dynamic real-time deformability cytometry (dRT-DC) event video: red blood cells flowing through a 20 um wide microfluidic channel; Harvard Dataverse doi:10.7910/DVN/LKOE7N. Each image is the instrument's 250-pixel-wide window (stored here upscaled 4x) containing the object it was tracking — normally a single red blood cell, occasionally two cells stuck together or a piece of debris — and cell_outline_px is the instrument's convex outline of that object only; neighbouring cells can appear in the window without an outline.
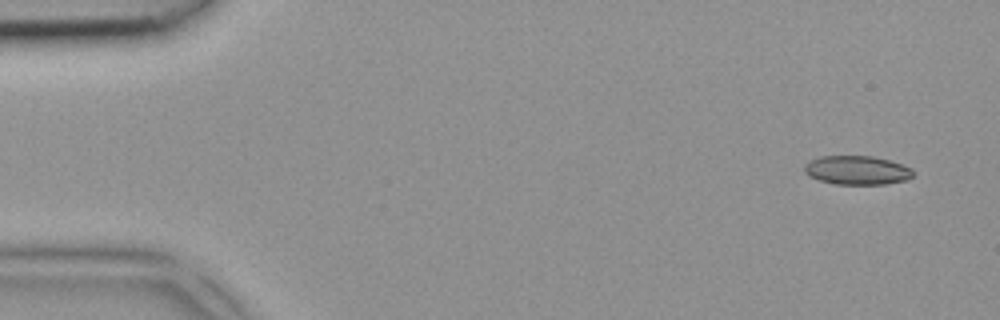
{"species": "common noctule bat (a hibernating species)", "species_latin": "Nyctalus noctula", "temperature_condition": "room temperature", "stored_images_in_passage": 4, "camera_frame_rate_fps": 3000, "um_per_image_px": 0.085, "animal": {"sex": "female", "body_mass_g": 18.4}, "frame": {"image": 1, "passage_image": 1, "time_ms": 0.0, "image_size_px": [1000, 320], "cell_outline_px": [[912, 176], [908, 180], [884, 184], [836, 184], [820, 180], [808, 176], [804, 172], [804, 164], [808, 160], [820, 156], [872, 156], [888, 160], [912, 168]], "centroid_in_image_um": [72.8, 14.46], "position_along_channel_um": 12.2, "area_um2": 18.32}}
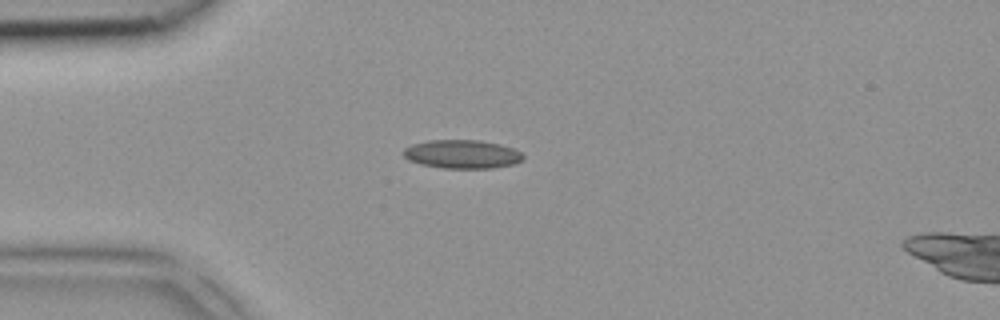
{"frame": {"image": 2, "passage_image": 3, "time_ms": 0.667, "image_size_px": [1000, 320], "cell_outline_px": [[524, 160], [516, 164], [492, 168], [440, 168], [420, 164], [408, 160], [400, 152], [404, 148], [412, 144], [428, 140], [480, 140], [500, 144], [512, 148], [520, 152], [524, 156]], "centroid_in_image_um": [39.26, 13.11], "position_along_channel_um": 45.7, "area_um2": 20.23}}